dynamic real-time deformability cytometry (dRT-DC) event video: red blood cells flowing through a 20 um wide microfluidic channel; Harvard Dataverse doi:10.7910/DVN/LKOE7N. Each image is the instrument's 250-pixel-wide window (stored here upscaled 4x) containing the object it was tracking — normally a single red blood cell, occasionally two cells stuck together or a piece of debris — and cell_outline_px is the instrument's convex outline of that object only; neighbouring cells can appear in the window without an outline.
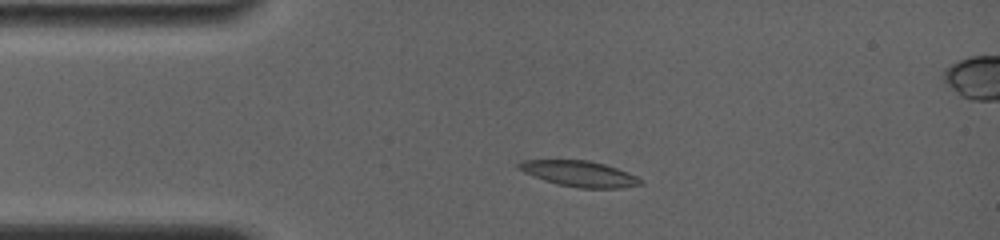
{"species": "common noctule bat (a hibernating species)", "species_latin": "Nyctalus noctula", "temperature_condition": "room temperature", "stored_images_in_passage": 3, "segment_of_instrument_passage": [1, 2], "camera_frame_rate_fps": 4000, "um_per_image_px": 0.085, "animal": {"sex": "female", "body_mass_g": 19.0, "forearm_length_mm": 56.7}, "frame": {"image": 1, "passage_image": 1, "time_ms": 0.0, "image_size_px": [1000, 240], "cell_outline_px": [[644, 184], [624, 188], [580, 188], [556, 184], [544, 180], [524, 172], [516, 168], [516, 164], [520, 160], [588, 160], [604, 164], [628, 172], [636, 176]], "centroid_in_image_um": [49.23, 14.77], "position_along_channel_um": 35.8, "area_um2": 18.32}}